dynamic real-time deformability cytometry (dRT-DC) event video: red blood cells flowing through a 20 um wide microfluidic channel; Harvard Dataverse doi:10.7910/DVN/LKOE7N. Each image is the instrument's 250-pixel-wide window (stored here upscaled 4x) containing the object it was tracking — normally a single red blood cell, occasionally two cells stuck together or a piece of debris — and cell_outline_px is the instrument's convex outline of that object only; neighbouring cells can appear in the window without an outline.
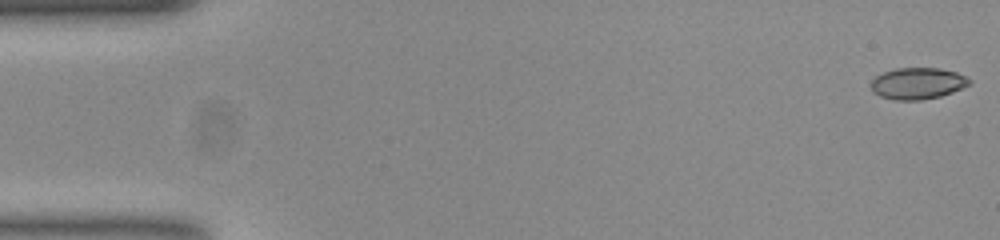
{"species": "common noctule bat (a hibernating species)", "species_latin": "Nyctalus noctula", "temperature_condition": "room temperature", "stored_images_in_passage": 54, "camera_frame_rate_fps": 3000, "um_per_image_px": 0.085, "animal": {"sex": "female", "body_mass_g": 23.0, "forearm_length_mm": 53.4}, "frame": {"image": 1, "passage_image": 1, "time_ms": 0.0, "image_size_px": [1000, 240], "cell_outline_px": [[972, 84], [952, 92], [940, 96], [920, 100], [892, 100], [880, 96], [872, 92], [872, 80], [876, 76], [884, 72], [896, 68], [940, 68], [956, 72], [968, 76], [972, 80]], "centroid_in_image_um": [78.03, 7.09], "position_along_channel_um": 7.0, "area_um2": 18.21}}
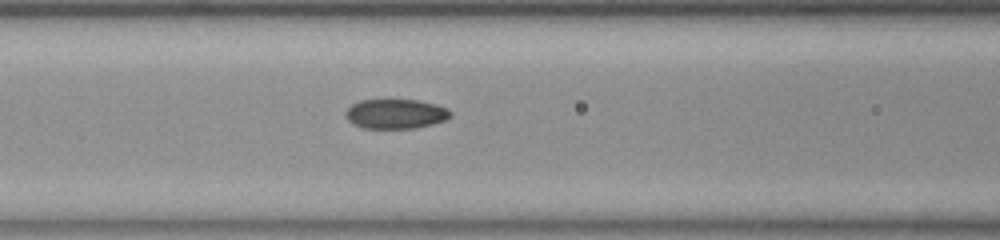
{"frame": {"image": 2, "passage_image": 22, "time_ms": 7.0, "image_size_px": [1000, 240], "cell_outline_px": [[452, 116], [444, 120], [432, 124], [416, 128], [364, 128], [352, 124], [344, 116], [344, 112], [352, 104], [360, 100], [420, 100], [436, 104], [448, 108], [452, 112]], "centroid_in_image_um": [33.63, 9.67], "position_along_channel_um": 133.0, "area_um2": 18.26}}
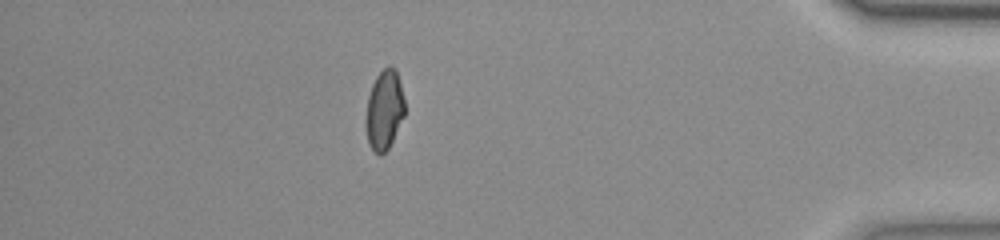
{"frame": {"image": 3, "passage_image": 47, "time_ms": 15.333, "image_size_px": [1000, 240], "cell_outline_px": [[404, 116], [388, 148], [380, 156], [368, 144], [364, 124], [364, 120], [368, 96], [372, 84], [376, 76], [388, 64], [392, 64], [396, 68], [404, 100]], "centroid_in_image_um": [32.64, 9.31], "position_along_channel_um": 402.6, "area_um2": 18.21}, "authors_computed_cell_mechanics": {"area_um2": 18.3804, "velocity_mm_per_s": 3.8018, "shape_relaxation_time_tau1_ms": 5.6106, "shape_relaxation_time_tau2_ms": 2.8989, "deformation_change_tau1": 0.1516, "deformation_change_tau2": 0.0491}}